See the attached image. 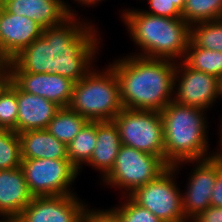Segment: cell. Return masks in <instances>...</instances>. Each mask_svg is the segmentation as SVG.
I'll return each mask as SVG.
<instances>
[{
  "instance_id": "277c9868",
  "label": "cell",
  "mask_w": 222,
  "mask_h": 222,
  "mask_svg": "<svg viewBox=\"0 0 222 222\" xmlns=\"http://www.w3.org/2000/svg\"><path fill=\"white\" fill-rule=\"evenodd\" d=\"M205 110L171 101L160 113L163 123L164 162L174 166L180 162L209 158L208 120ZM208 128V129H207Z\"/></svg>"
},
{
  "instance_id": "484cf974",
  "label": "cell",
  "mask_w": 222,
  "mask_h": 222,
  "mask_svg": "<svg viewBox=\"0 0 222 222\" xmlns=\"http://www.w3.org/2000/svg\"><path fill=\"white\" fill-rule=\"evenodd\" d=\"M17 115V85L11 80L10 84L0 94V129L16 132Z\"/></svg>"
},
{
  "instance_id": "3957f363",
  "label": "cell",
  "mask_w": 222,
  "mask_h": 222,
  "mask_svg": "<svg viewBox=\"0 0 222 222\" xmlns=\"http://www.w3.org/2000/svg\"><path fill=\"white\" fill-rule=\"evenodd\" d=\"M120 18L131 41L140 48L132 55L183 61L190 40V25L182 18H165L137 8L123 9Z\"/></svg>"
},
{
  "instance_id": "836d02e7",
  "label": "cell",
  "mask_w": 222,
  "mask_h": 222,
  "mask_svg": "<svg viewBox=\"0 0 222 222\" xmlns=\"http://www.w3.org/2000/svg\"><path fill=\"white\" fill-rule=\"evenodd\" d=\"M0 222H22L19 216H0Z\"/></svg>"
},
{
  "instance_id": "d6a6232c",
  "label": "cell",
  "mask_w": 222,
  "mask_h": 222,
  "mask_svg": "<svg viewBox=\"0 0 222 222\" xmlns=\"http://www.w3.org/2000/svg\"><path fill=\"white\" fill-rule=\"evenodd\" d=\"M104 0H74V3L77 2L76 5H81V7L84 5L86 7H94L95 5H97L99 2H102ZM94 5V6H93Z\"/></svg>"
},
{
  "instance_id": "9c48e42d",
  "label": "cell",
  "mask_w": 222,
  "mask_h": 222,
  "mask_svg": "<svg viewBox=\"0 0 222 222\" xmlns=\"http://www.w3.org/2000/svg\"><path fill=\"white\" fill-rule=\"evenodd\" d=\"M20 167L33 197L77 194L71 185L79 170L69 159H22Z\"/></svg>"
},
{
  "instance_id": "5bb4252c",
  "label": "cell",
  "mask_w": 222,
  "mask_h": 222,
  "mask_svg": "<svg viewBox=\"0 0 222 222\" xmlns=\"http://www.w3.org/2000/svg\"><path fill=\"white\" fill-rule=\"evenodd\" d=\"M11 80L22 90L55 103L60 108L69 105L74 81L48 73L11 72Z\"/></svg>"
},
{
  "instance_id": "52a82bcc",
  "label": "cell",
  "mask_w": 222,
  "mask_h": 222,
  "mask_svg": "<svg viewBox=\"0 0 222 222\" xmlns=\"http://www.w3.org/2000/svg\"><path fill=\"white\" fill-rule=\"evenodd\" d=\"M113 122L122 145L159 156L164 161L163 123L159 111L122 108Z\"/></svg>"
},
{
  "instance_id": "e0dca14e",
  "label": "cell",
  "mask_w": 222,
  "mask_h": 222,
  "mask_svg": "<svg viewBox=\"0 0 222 222\" xmlns=\"http://www.w3.org/2000/svg\"><path fill=\"white\" fill-rule=\"evenodd\" d=\"M32 197L21 167L0 170V216H19Z\"/></svg>"
},
{
  "instance_id": "d6986e66",
  "label": "cell",
  "mask_w": 222,
  "mask_h": 222,
  "mask_svg": "<svg viewBox=\"0 0 222 222\" xmlns=\"http://www.w3.org/2000/svg\"><path fill=\"white\" fill-rule=\"evenodd\" d=\"M22 159H69L67 145L46 129L18 133Z\"/></svg>"
},
{
  "instance_id": "e575fe53",
  "label": "cell",
  "mask_w": 222,
  "mask_h": 222,
  "mask_svg": "<svg viewBox=\"0 0 222 222\" xmlns=\"http://www.w3.org/2000/svg\"><path fill=\"white\" fill-rule=\"evenodd\" d=\"M220 126H219V132H218V135L220 136L219 137V141H218V145H219V148L222 150V119L220 120ZM220 133V134H219Z\"/></svg>"
},
{
  "instance_id": "f546056e",
  "label": "cell",
  "mask_w": 222,
  "mask_h": 222,
  "mask_svg": "<svg viewBox=\"0 0 222 222\" xmlns=\"http://www.w3.org/2000/svg\"><path fill=\"white\" fill-rule=\"evenodd\" d=\"M210 200L211 206L222 207V150L218 152V175Z\"/></svg>"
},
{
  "instance_id": "30bf717a",
  "label": "cell",
  "mask_w": 222,
  "mask_h": 222,
  "mask_svg": "<svg viewBox=\"0 0 222 222\" xmlns=\"http://www.w3.org/2000/svg\"><path fill=\"white\" fill-rule=\"evenodd\" d=\"M221 80L189 67L184 61L176 62L173 101L201 110H211L220 98ZM216 101V102H215Z\"/></svg>"
},
{
  "instance_id": "4fadbf2b",
  "label": "cell",
  "mask_w": 222,
  "mask_h": 222,
  "mask_svg": "<svg viewBox=\"0 0 222 222\" xmlns=\"http://www.w3.org/2000/svg\"><path fill=\"white\" fill-rule=\"evenodd\" d=\"M43 28L26 16L0 10V58L9 62L42 35Z\"/></svg>"
},
{
  "instance_id": "8992f818",
  "label": "cell",
  "mask_w": 222,
  "mask_h": 222,
  "mask_svg": "<svg viewBox=\"0 0 222 222\" xmlns=\"http://www.w3.org/2000/svg\"><path fill=\"white\" fill-rule=\"evenodd\" d=\"M168 167L159 156L121 145L113 168L102 180V185L119 188L123 197L128 196L136 188L156 179Z\"/></svg>"
},
{
  "instance_id": "8d00e7d4",
  "label": "cell",
  "mask_w": 222,
  "mask_h": 222,
  "mask_svg": "<svg viewBox=\"0 0 222 222\" xmlns=\"http://www.w3.org/2000/svg\"><path fill=\"white\" fill-rule=\"evenodd\" d=\"M3 6V0H0V10L2 9Z\"/></svg>"
},
{
  "instance_id": "ac0fdd59",
  "label": "cell",
  "mask_w": 222,
  "mask_h": 222,
  "mask_svg": "<svg viewBox=\"0 0 222 222\" xmlns=\"http://www.w3.org/2000/svg\"><path fill=\"white\" fill-rule=\"evenodd\" d=\"M96 138V147L85 165L98 170L102 181L113 168L122 144L118 128L113 121L96 122Z\"/></svg>"
},
{
  "instance_id": "ffe728a7",
  "label": "cell",
  "mask_w": 222,
  "mask_h": 222,
  "mask_svg": "<svg viewBox=\"0 0 222 222\" xmlns=\"http://www.w3.org/2000/svg\"><path fill=\"white\" fill-rule=\"evenodd\" d=\"M96 141V122L88 121L67 145L68 158L79 170V174L82 172L83 165L90 160L96 147Z\"/></svg>"
},
{
  "instance_id": "603a6c76",
  "label": "cell",
  "mask_w": 222,
  "mask_h": 222,
  "mask_svg": "<svg viewBox=\"0 0 222 222\" xmlns=\"http://www.w3.org/2000/svg\"><path fill=\"white\" fill-rule=\"evenodd\" d=\"M190 40L198 47L222 52V19L191 24Z\"/></svg>"
},
{
  "instance_id": "5b68a950",
  "label": "cell",
  "mask_w": 222,
  "mask_h": 222,
  "mask_svg": "<svg viewBox=\"0 0 222 222\" xmlns=\"http://www.w3.org/2000/svg\"><path fill=\"white\" fill-rule=\"evenodd\" d=\"M104 69L94 67L74 83L67 106L91 122L113 121L122 110L118 78L108 64Z\"/></svg>"
},
{
  "instance_id": "9a60e30c",
  "label": "cell",
  "mask_w": 222,
  "mask_h": 222,
  "mask_svg": "<svg viewBox=\"0 0 222 222\" xmlns=\"http://www.w3.org/2000/svg\"><path fill=\"white\" fill-rule=\"evenodd\" d=\"M70 6L65 0H3L2 7L8 13L33 19L45 29L62 24L70 16H78Z\"/></svg>"
},
{
  "instance_id": "ba28073f",
  "label": "cell",
  "mask_w": 222,
  "mask_h": 222,
  "mask_svg": "<svg viewBox=\"0 0 222 222\" xmlns=\"http://www.w3.org/2000/svg\"><path fill=\"white\" fill-rule=\"evenodd\" d=\"M176 173L179 170L169 166L156 179L136 188L128 196L163 222H189L182 208V194Z\"/></svg>"
},
{
  "instance_id": "f1b7e54d",
  "label": "cell",
  "mask_w": 222,
  "mask_h": 222,
  "mask_svg": "<svg viewBox=\"0 0 222 222\" xmlns=\"http://www.w3.org/2000/svg\"><path fill=\"white\" fill-rule=\"evenodd\" d=\"M82 222H120L117 212L111 207L110 209H91L90 206L83 212Z\"/></svg>"
},
{
  "instance_id": "d4e9b609",
  "label": "cell",
  "mask_w": 222,
  "mask_h": 222,
  "mask_svg": "<svg viewBox=\"0 0 222 222\" xmlns=\"http://www.w3.org/2000/svg\"><path fill=\"white\" fill-rule=\"evenodd\" d=\"M21 142L19 135L9 129H0V170L20 167Z\"/></svg>"
},
{
  "instance_id": "8fae6325",
  "label": "cell",
  "mask_w": 222,
  "mask_h": 222,
  "mask_svg": "<svg viewBox=\"0 0 222 222\" xmlns=\"http://www.w3.org/2000/svg\"><path fill=\"white\" fill-rule=\"evenodd\" d=\"M193 166L190 171L186 190L182 194V208L186 219L190 222L200 212L211 206V194L218 175V153L205 159L189 160L175 164L176 170H181L184 164Z\"/></svg>"
},
{
  "instance_id": "4dcf8cb0",
  "label": "cell",
  "mask_w": 222,
  "mask_h": 222,
  "mask_svg": "<svg viewBox=\"0 0 222 222\" xmlns=\"http://www.w3.org/2000/svg\"><path fill=\"white\" fill-rule=\"evenodd\" d=\"M190 222H222V207L210 206Z\"/></svg>"
},
{
  "instance_id": "83f0119b",
  "label": "cell",
  "mask_w": 222,
  "mask_h": 222,
  "mask_svg": "<svg viewBox=\"0 0 222 222\" xmlns=\"http://www.w3.org/2000/svg\"><path fill=\"white\" fill-rule=\"evenodd\" d=\"M186 0H147L148 9L141 11L165 18H182Z\"/></svg>"
},
{
  "instance_id": "1f68e13d",
  "label": "cell",
  "mask_w": 222,
  "mask_h": 222,
  "mask_svg": "<svg viewBox=\"0 0 222 222\" xmlns=\"http://www.w3.org/2000/svg\"><path fill=\"white\" fill-rule=\"evenodd\" d=\"M11 82V71L8 62L3 61L0 64V94Z\"/></svg>"
},
{
  "instance_id": "7a4b0ae2",
  "label": "cell",
  "mask_w": 222,
  "mask_h": 222,
  "mask_svg": "<svg viewBox=\"0 0 222 222\" xmlns=\"http://www.w3.org/2000/svg\"><path fill=\"white\" fill-rule=\"evenodd\" d=\"M109 65L118 78L123 108L161 112L173 101L175 61L130 53Z\"/></svg>"
},
{
  "instance_id": "44dd1931",
  "label": "cell",
  "mask_w": 222,
  "mask_h": 222,
  "mask_svg": "<svg viewBox=\"0 0 222 222\" xmlns=\"http://www.w3.org/2000/svg\"><path fill=\"white\" fill-rule=\"evenodd\" d=\"M87 122L85 117L65 107L56 112L46 130L59 141L68 145Z\"/></svg>"
},
{
  "instance_id": "4316f807",
  "label": "cell",
  "mask_w": 222,
  "mask_h": 222,
  "mask_svg": "<svg viewBox=\"0 0 222 222\" xmlns=\"http://www.w3.org/2000/svg\"><path fill=\"white\" fill-rule=\"evenodd\" d=\"M125 198V199H124ZM121 196V204L112 207L120 222H163L148 209L136 204L129 196Z\"/></svg>"
},
{
  "instance_id": "2e32d148",
  "label": "cell",
  "mask_w": 222,
  "mask_h": 222,
  "mask_svg": "<svg viewBox=\"0 0 222 222\" xmlns=\"http://www.w3.org/2000/svg\"><path fill=\"white\" fill-rule=\"evenodd\" d=\"M18 115L16 133L46 129L60 109L58 105L38 95L22 91L17 86Z\"/></svg>"
},
{
  "instance_id": "cb8c5ba5",
  "label": "cell",
  "mask_w": 222,
  "mask_h": 222,
  "mask_svg": "<svg viewBox=\"0 0 222 222\" xmlns=\"http://www.w3.org/2000/svg\"><path fill=\"white\" fill-rule=\"evenodd\" d=\"M182 19L189 25L222 19V0H186Z\"/></svg>"
},
{
  "instance_id": "d590c367",
  "label": "cell",
  "mask_w": 222,
  "mask_h": 222,
  "mask_svg": "<svg viewBox=\"0 0 222 222\" xmlns=\"http://www.w3.org/2000/svg\"><path fill=\"white\" fill-rule=\"evenodd\" d=\"M220 98L222 100V80H221Z\"/></svg>"
},
{
  "instance_id": "6da1fadb",
  "label": "cell",
  "mask_w": 222,
  "mask_h": 222,
  "mask_svg": "<svg viewBox=\"0 0 222 222\" xmlns=\"http://www.w3.org/2000/svg\"><path fill=\"white\" fill-rule=\"evenodd\" d=\"M91 23L70 16L58 26L43 29L41 36L8 62L10 71L58 74L78 82L96 67L102 46L100 31Z\"/></svg>"
},
{
  "instance_id": "7c38bea8",
  "label": "cell",
  "mask_w": 222,
  "mask_h": 222,
  "mask_svg": "<svg viewBox=\"0 0 222 222\" xmlns=\"http://www.w3.org/2000/svg\"><path fill=\"white\" fill-rule=\"evenodd\" d=\"M77 195L32 197L19 217L22 222H82L87 203Z\"/></svg>"
},
{
  "instance_id": "7402d4cb",
  "label": "cell",
  "mask_w": 222,
  "mask_h": 222,
  "mask_svg": "<svg viewBox=\"0 0 222 222\" xmlns=\"http://www.w3.org/2000/svg\"><path fill=\"white\" fill-rule=\"evenodd\" d=\"M192 69L222 80V52L196 46L191 40L183 60Z\"/></svg>"
}]
</instances>
